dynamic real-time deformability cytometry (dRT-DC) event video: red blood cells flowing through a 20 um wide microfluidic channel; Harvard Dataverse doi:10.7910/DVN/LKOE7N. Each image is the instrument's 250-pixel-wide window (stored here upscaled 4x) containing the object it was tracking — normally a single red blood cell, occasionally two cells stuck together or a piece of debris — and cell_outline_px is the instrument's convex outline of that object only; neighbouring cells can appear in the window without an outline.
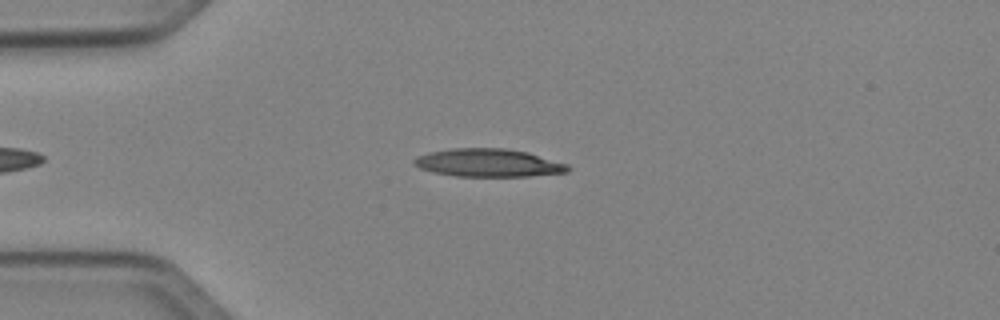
{"species": "Egyptian fruit bat (a non-hibernating species)", "species_latin": "Rousettus aegyptiacus", "temperature_condition": "cold", "stored_images_in_passage": 37, "camera_frame_rate_fps": 3000, "um_per_image_px": 0.085, "animal": {"sex": "female"}, "frame": {"image": 1, "passage_image": 4, "time_ms": 1.0, "image_size_px": [1000, 320], "cell_outline_px": [[568, 172], [528, 176], [456, 176], [432, 172], [420, 168], [412, 160], [416, 156], [428, 152], [452, 148], [504, 148], [528, 152], [568, 164]], "centroid_in_image_um": [41.49, 13.83], "position_along_channel_um": 43.5, "area_um2": 25.03}}
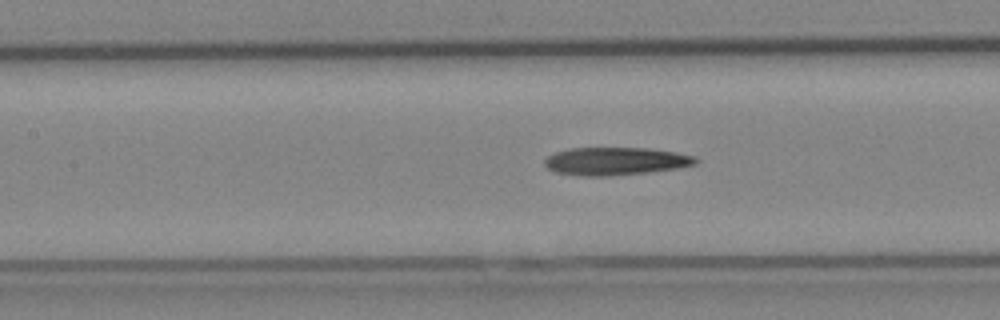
{"frame": {"image": 2, "passage_image": 14, "time_ms": 4.333, "image_size_px": [1000, 320], "cell_outline_px": [[700, 160], [696, 164], [676, 168], [648, 172], [608, 176], [580, 176], [556, 172], [548, 168], [544, 164], [544, 160], [548, 156], [556, 152], [568, 148], [648, 148], [676, 152], [692, 156]], "centroid_in_image_um": [52.3, 13.7], "position_along_channel_um": 155.1, "area_um2": 24.45}}
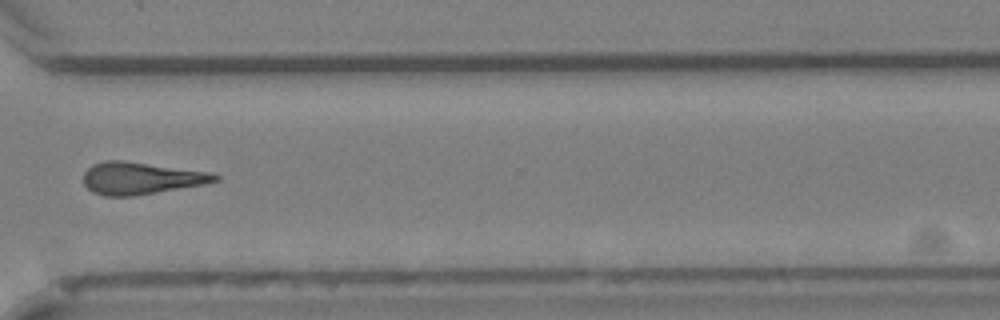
{"frame": {"image": 3, "passage_image": 29, "time_ms": 9.333, "image_size_px": [1000, 320], "cell_outline_px": [[220, 180], [204, 184], [132, 196], [104, 196], [92, 192], [84, 184], [84, 172], [92, 164], [104, 160], [124, 160], [208, 172], [220, 176]], "centroid_in_image_um": [11.94, 15.14], "position_along_channel_um": 358.7, "area_um2": 24.51}}